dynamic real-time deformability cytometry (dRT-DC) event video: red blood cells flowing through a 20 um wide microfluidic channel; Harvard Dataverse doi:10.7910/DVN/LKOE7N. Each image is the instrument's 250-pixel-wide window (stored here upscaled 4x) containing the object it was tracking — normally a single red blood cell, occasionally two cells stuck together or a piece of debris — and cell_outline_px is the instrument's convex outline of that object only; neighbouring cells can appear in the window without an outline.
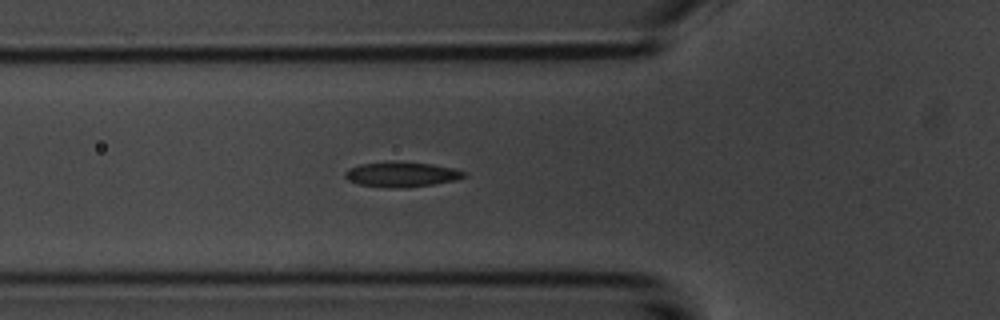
{"species": "common noctule bat (a hibernating species)", "species_latin": "Nyctalus noctula", "temperature_condition": "room temperature", "stored_images_in_passage": 41, "camera_frame_rate_fps": 3000, "um_per_image_px": 0.085, "animal": {"sex": "male", "body_mass_g": 20.1, "forearm_length_mm": 53.5}, "frame": {"image": 1, "passage_image": 9, "time_ms": 2.667, "image_size_px": [1000, 320], "cell_outline_px": [[468, 172], [464, 176], [456, 180], [408, 188], [392, 188], [360, 184], [348, 180], [344, 176], [344, 172], [348, 168], [360, 164], [388, 160], [432, 164], [452, 168]], "centroid_in_image_um": [34.1, 14.81], "position_along_channel_um": 91.7, "area_um2": 17.57}}
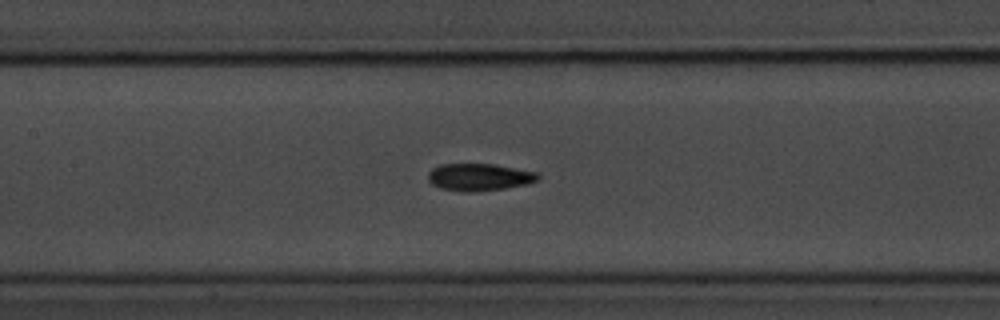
{"frame": {"image": 2, "passage_image": 15, "time_ms": 4.667, "image_size_px": [1000, 320], "cell_outline_px": [[540, 180], [524, 184], [504, 188], [472, 192], [464, 192], [440, 188], [432, 184], [428, 180], [428, 172], [432, 168], [440, 164], [492, 164], [536, 172], [540, 176]], "centroid_in_image_um": [40.7, 15.05], "position_along_channel_um": 166.7, "area_um2": 17.34}}
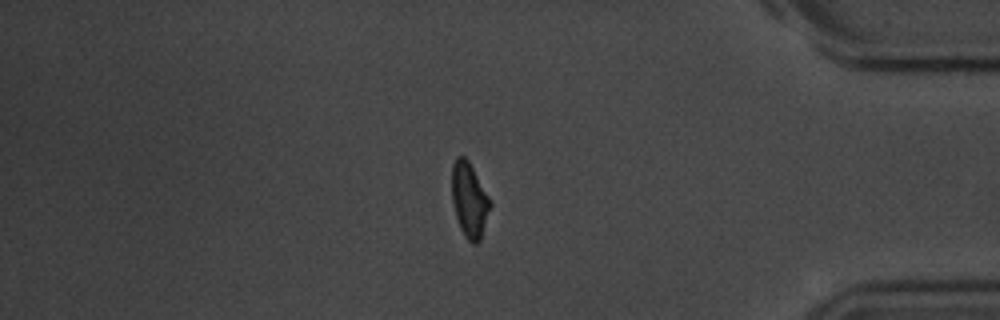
{"frame": {"image": 3, "passage_image": 36, "time_ms": 11.667, "image_size_px": [1000, 320], "cell_outline_px": [[492, 204], [480, 240], [476, 244], [472, 244], [464, 236], [460, 228], [456, 216], [452, 200], [452, 164], [456, 156], [464, 156], [468, 160], [492, 200]], "centroid_in_image_um": [39.91, 16.99], "position_along_channel_um": 395.3, "area_um2": 16.88}, "authors_computed_cell_mechanics": {"area_um2": 16.9932, "velocity_mm_per_s": 3.7085, "shape_relaxation_time_tau1_ms": 4.0215, "shape_relaxation_time_tau2_ms": 4.6284, "deformation_change_tau1": 0.1393, "deformation_change_tau2": 0.0828}}